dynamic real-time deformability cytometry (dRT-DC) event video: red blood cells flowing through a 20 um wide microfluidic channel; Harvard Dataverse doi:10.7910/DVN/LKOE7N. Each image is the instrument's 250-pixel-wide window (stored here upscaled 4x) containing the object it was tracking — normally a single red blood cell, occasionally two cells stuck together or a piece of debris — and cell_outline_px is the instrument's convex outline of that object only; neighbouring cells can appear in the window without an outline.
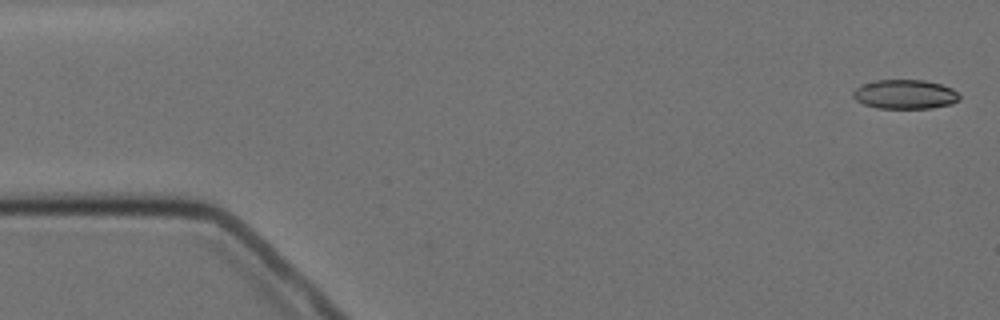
{"species": "Egyptian fruit bat (a non-hibernating species)", "species_latin": "Rousettus aegyptiacus", "temperature_condition": "cold", "stored_images_in_passage": 6, "camera_frame_rate_fps": 3000, "um_per_image_px": 0.085, "animal": {"sex": "female"}, "frame": {"image": 1, "passage_image": 1, "time_ms": 0.0, "image_size_px": [1000, 320], "cell_outline_px": [[960, 100], [952, 104], [932, 108], [880, 108], [864, 104], [856, 100], [852, 96], [852, 92], [860, 84], [876, 80], [924, 80], [940, 84], [952, 88], [960, 96]], "centroid_in_image_um": [76.92, 8.01], "position_along_channel_um": 8.1, "area_um2": 18.21}}
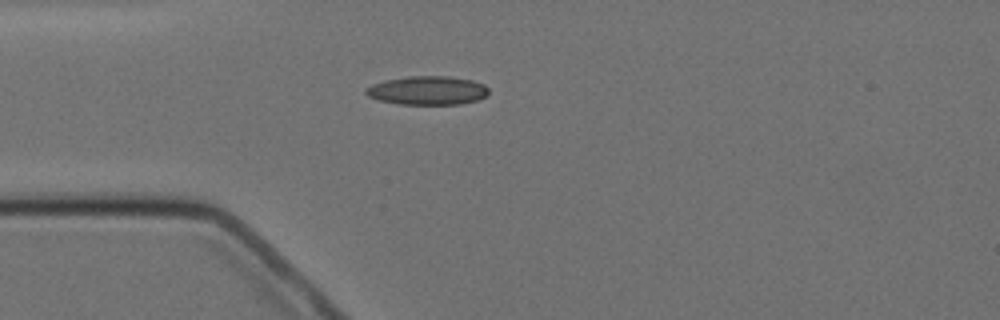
{"frame": {"image": 2, "passage_image": 4, "time_ms": 4.333, "image_size_px": [1000, 320], "cell_outline_px": [[488, 96], [480, 100], [460, 104], [396, 104], [380, 100], [368, 96], [364, 92], [364, 88], [372, 84], [384, 80], [408, 76], [448, 76], [472, 80], [484, 84], [488, 88]], "centroid_in_image_um": [36.35, 7.69], "position_along_channel_um": 48.7, "area_um2": 20.81}}